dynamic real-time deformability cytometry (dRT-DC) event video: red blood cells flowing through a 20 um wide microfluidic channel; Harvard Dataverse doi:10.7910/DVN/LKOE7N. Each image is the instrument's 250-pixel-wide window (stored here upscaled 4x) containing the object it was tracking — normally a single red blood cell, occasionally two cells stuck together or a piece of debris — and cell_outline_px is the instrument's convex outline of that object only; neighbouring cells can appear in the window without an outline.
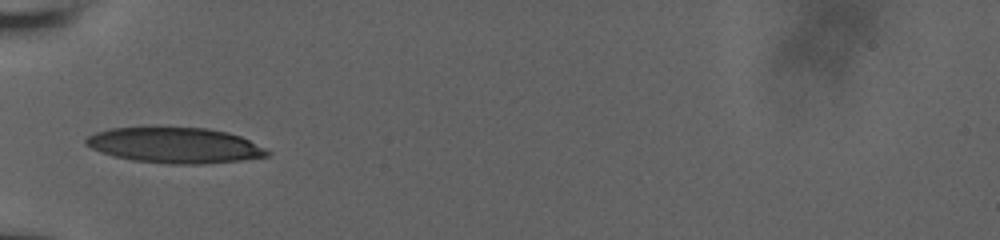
{"species": "human", "species_latin": "Homo sapiens", "temperature_condition": "room temperature", "stored_images_in_passage": 36, "camera_frame_rate_fps": 3000, "um_per_image_px": 0.085, "donor": {"sex": "male"}, "frame": {"image": 1, "passage_image": 1, "time_ms": 0.0, "image_size_px": [1000, 240], "cell_outline_px": [[272, 152], [268, 156], [240, 160], [200, 164], [172, 164], [132, 160], [112, 156], [92, 148], [84, 144], [84, 140], [88, 136], [96, 132], [108, 128], [208, 128], [228, 132], [240, 136]], "centroid_in_image_um": [14.85, 12.35], "position_along_channel_um": 70.2, "area_um2": 37.28}}
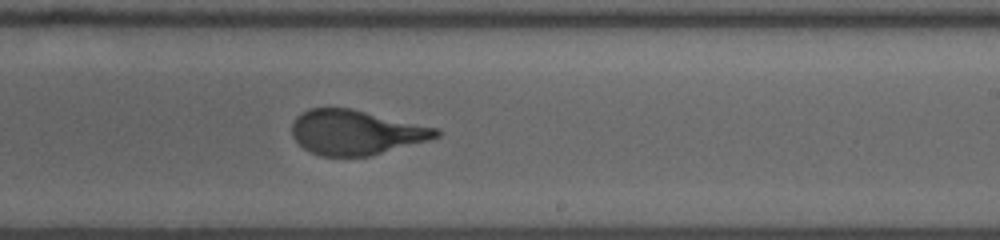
{"frame": {"image": 2, "passage_image": 16, "time_ms": 5.0, "image_size_px": [1000, 240], "cell_outline_px": [[440, 136], [428, 140], [372, 156], [320, 156], [304, 148], [292, 136], [292, 124], [296, 116], [308, 108], [352, 108], [440, 128]], "centroid_in_image_um": [30.27, 11.24], "position_along_channel_um": 258.7, "area_um2": 37.8}}
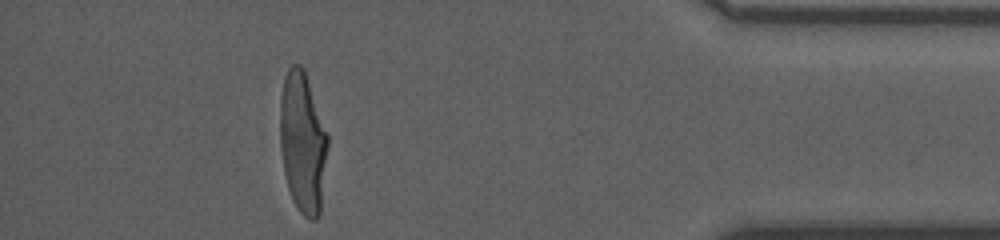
{"frame": {"image": 3, "passage_image": 31, "time_ms": 10.0, "image_size_px": [1000, 240], "cell_outline_px": [[328, 148], [320, 212], [316, 220], [308, 220], [296, 208], [292, 200], [288, 188], [284, 172], [280, 144], [280, 96], [284, 76], [288, 68], [292, 64], [300, 64], [304, 68], [328, 132]], "centroid_in_image_um": [25.73, 12.09], "position_along_channel_um": 409.5, "area_um2": 39.77}, "authors_computed_cell_mechanics": {"area_um2": 38.6393, "velocity_mm_per_s": 3.8193, "shape_relaxation_time_tau1_ms": 6.0691, "shape_relaxation_time_tau2_ms": null, "deformation_change_tau1": 0.2583, "deformation_change_tau2": null}}